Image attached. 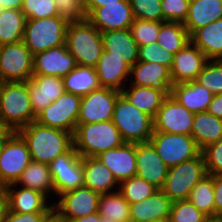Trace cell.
Instances as JSON below:
<instances>
[{"mask_svg": "<svg viewBox=\"0 0 222 222\" xmlns=\"http://www.w3.org/2000/svg\"><path fill=\"white\" fill-rule=\"evenodd\" d=\"M172 201L161 190L143 201L130 204V222H150L170 216Z\"/></svg>", "mask_w": 222, "mask_h": 222, "instance_id": "obj_25", "label": "cell"}, {"mask_svg": "<svg viewBox=\"0 0 222 222\" xmlns=\"http://www.w3.org/2000/svg\"><path fill=\"white\" fill-rule=\"evenodd\" d=\"M201 153L204 157L207 174H222V138L204 148Z\"/></svg>", "mask_w": 222, "mask_h": 222, "instance_id": "obj_48", "label": "cell"}, {"mask_svg": "<svg viewBox=\"0 0 222 222\" xmlns=\"http://www.w3.org/2000/svg\"><path fill=\"white\" fill-rule=\"evenodd\" d=\"M33 75V54L23 41L0 45V82H24Z\"/></svg>", "mask_w": 222, "mask_h": 222, "instance_id": "obj_9", "label": "cell"}, {"mask_svg": "<svg viewBox=\"0 0 222 222\" xmlns=\"http://www.w3.org/2000/svg\"><path fill=\"white\" fill-rule=\"evenodd\" d=\"M206 111L222 119V93L213 96L212 102L208 105Z\"/></svg>", "mask_w": 222, "mask_h": 222, "instance_id": "obj_51", "label": "cell"}, {"mask_svg": "<svg viewBox=\"0 0 222 222\" xmlns=\"http://www.w3.org/2000/svg\"><path fill=\"white\" fill-rule=\"evenodd\" d=\"M134 18L163 22L161 0H129Z\"/></svg>", "mask_w": 222, "mask_h": 222, "instance_id": "obj_44", "label": "cell"}, {"mask_svg": "<svg viewBox=\"0 0 222 222\" xmlns=\"http://www.w3.org/2000/svg\"><path fill=\"white\" fill-rule=\"evenodd\" d=\"M190 135L194 138L199 150L202 151L222 138V119L207 111L196 113Z\"/></svg>", "mask_w": 222, "mask_h": 222, "instance_id": "obj_31", "label": "cell"}, {"mask_svg": "<svg viewBox=\"0 0 222 222\" xmlns=\"http://www.w3.org/2000/svg\"><path fill=\"white\" fill-rule=\"evenodd\" d=\"M130 85L152 87L162 92L166 97L171 95L173 82L170 77V70L155 62L137 61L131 66Z\"/></svg>", "mask_w": 222, "mask_h": 222, "instance_id": "obj_20", "label": "cell"}, {"mask_svg": "<svg viewBox=\"0 0 222 222\" xmlns=\"http://www.w3.org/2000/svg\"><path fill=\"white\" fill-rule=\"evenodd\" d=\"M150 222H170L169 217L165 218V219H161V220H154V221H150Z\"/></svg>", "mask_w": 222, "mask_h": 222, "instance_id": "obj_61", "label": "cell"}, {"mask_svg": "<svg viewBox=\"0 0 222 222\" xmlns=\"http://www.w3.org/2000/svg\"><path fill=\"white\" fill-rule=\"evenodd\" d=\"M58 16L68 23L80 22L86 19L84 0H55Z\"/></svg>", "mask_w": 222, "mask_h": 222, "instance_id": "obj_47", "label": "cell"}, {"mask_svg": "<svg viewBox=\"0 0 222 222\" xmlns=\"http://www.w3.org/2000/svg\"><path fill=\"white\" fill-rule=\"evenodd\" d=\"M12 133L13 131L6 125L0 116V137H9Z\"/></svg>", "mask_w": 222, "mask_h": 222, "instance_id": "obj_56", "label": "cell"}, {"mask_svg": "<svg viewBox=\"0 0 222 222\" xmlns=\"http://www.w3.org/2000/svg\"><path fill=\"white\" fill-rule=\"evenodd\" d=\"M68 24L59 16L27 19L22 41L33 55L64 45Z\"/></svg>", "mask_w": 222, "mask_h": 222, "instance_id": "obj_6", "label": "cell"}, {"mask_svg": "<svg viewBox=\"0 0 222 222\" xmlns=\"http://www.w3.org/2000/svg\"><path fill=\"white\" fill-rule=\"evenodd\" d=\"M98 214L115 222H130V204L119 191L100 194Z\"/></svg>", "mask_w": 222, "mask_h": 222, "instance_id": "obj_36", "label": "cell"}, {"mask_svg": "<svg viewBox=\"0 0 222 222\" xmlns=\"http://www.w3.org/2000/svg\"><path fill=\"white\" fill-rule=\"evenodd\" d=\"M95 70L101 87L121 92L128 84L131 66L123 59L112 57L110 53L103 51Z\"/></svg>", "mask_w": 222, "mask_h": 222, "instance_id": "obj_24", "label": "cell"}, {"mask_svg": "<svg viewBox=\"0 0 222 222\" xmlns=\"http://www.w3.org/2000/svg\"><path fill=\"white\" fill-rule=\"evenodd\" d=\"M77 67L75 58L64 45L33 55V75L65 77Z\"/></svg>", "mask_w": 222, "mask_h": 222, "instance_id": "obj_17", "label": "cell"}, {"mask_svg": "<svg viewBox=\"0 0 222 222\" xmlns=\"http://www.w3.org/2000/svg\"><path fill=\"white\" fill-rule=\"evenodd\" d=\"M103 49L112 57L121 58L130 66L138 61V45L129 29L101 32Z\"/></svg>", "mask_w": 222, "mask_h": 222, "instance_id": "obj_26", "label": "cell"}, {"mask_svg": "<svg viewBox=\"0 0 222 222\" xmlns=\"http://www.w3.org/2000/svg\"><path fill=\"white\" fill-rule=\"evenodd\" d=\"M129 86L130 89L123 88L121 93L140 111L154 118L166 96L152 87Z\"/></svg>", "mask_w": 222, "mask_h": 222, "instance_id": "obj_34", "label": "cell"}, {"mask_svg": "<svg viewBox=\"0 0 222 222\" xmlns=\"http://www.w3.org/2000/svg\"><path fill=\"white\" fill-rule=\"evenodd\" d=\"M190 41L208 60H222V19L195 30L190 35Z\"/></svg>", "mask_w": 222, "mask_h": 222, "instance_id": "obj_30", "label": "cell"}, {"mask_svg": "<svg viewBox=\"0 0 222 222\" xmlns=\"http://www.w3.org/2000/svg\"><path fill=\"white\" fill-rule=\"evenodd\" d=\"M26 187L43 193L48 199L54 194L52 175L48 164L36 161L31 163L23 170L15 186ZM52 193V194H51Z\"/></svg>", "mask_w": 222, "mask_h": 222, "instance_id": "obj_32", "label": "cell"}, {"mask_svg": "<svg viewBox=\"0 0 222 222\" xmlns=\"http://www.w3.org/2000/svg\"><path fill=\"white\" fill-rule=\"evenodd\" d=\"M207 175L203 154L170 167L162 191L174 201L187 200L192 188Z\"/></svg>", "mask_w": 222, "mask_h": 222, "instance_id": "obj_7", "label": "cell"}, {"mask_svg": "<svg viewBox=\"0 0 222 222\" xmlns=\"http://www.w3.org/2000/svg\"><path fill=\"white\" fill-rule=\"evenodd\" d=\"M8 137H0V154L3 148L4 143L6 142Z\"/></svg>", "mask_w": 222, "mask_h": 222, "instance_id": "obj_59", "label": "cell"}, {"mask_svg": "<svg viewBox=\"0 0 222 222\" xmlns=\"http://www.w3.org/2000/svg\"><path fill=\"white\" fill-rule=\"evenodd\" d=\"M100 194L88 187H79L61 194L53 202V211L62 222H69L77 218L98 212Z\"/></svg>", "mask_w": 222, "mask_h": 222, "instance_id": "obj_13", "label": "cell"}, {"mask_svg": "<svg viewBox=\"0 0 222 222\" xmlns=\"http://www.w3.org/2000/svg\"><path fill=\"white\" fill-rule=\"evenodd\" d=\"M171 96L193 114L205 112L214 94L195 81L173 84Z\"/></svg>", "mask_w": 222, "mask_h": 222, "instance_id": "obj_27", "label": "cell"}, {"mask_svg": "<svg viewBox=\"0 0 222 222\" xmlns=\"http://www.w3.org/2000/svg\"><path fill=\"white\" fill-rule=\"evenodd\" d=\"M174 54L161 47L157 42L138 48V61L155 62L166 66L169 70L173 63Z\"/></svg>", "mask_w": 222, "mask_h": 222, "instance_id": "obj_45", "label": "cell"}, {"mask_svg": "<svg viewBox=\"0 0 222 222\" xmlns=\"http://www.w3.org/2000/svg\"><path fill=\"white\" fill-rule=\"evenodd\" d=\"M120 91L101 87L81 97L77 124H89L112 120L115 103Z\"/></svg>", "mask_w": 222, "mask_h": 222, "instance_id": "obj_15", "label": "cell"}, {"mask_svg": "<svg viewBox=\"0 0 222 222\" xmlns=\"http://www.w3.org/2000/svg\"><path fill=\"white\" fill-rule=\"evenodd\" d=\"M27 18L21 9H4L0 12V45L23 40Z\"/></svg>", "mask_w": 222, "mask_h": 222, "instance_id": "obj_35", "label": "cell"}, {"mask_svg": "<svg viewBox=\"0 0 222 222\" xmlns=\"http://www.w3.org/2000/svg\"><path fill=\"white\" fill-rule=\"evenodd\" d=\"M41 222H62L58 215L54 212L51 211Z\"/></svg>", "mask_w": 222, "mask_h": 222, "instance_id": "obj_57", "label": "cell"}, {"mask_svg": "<svg viewBox=\"0 0 222 222\" xmlns=\"http://www.w3.org/2000/svg\"><path fill=\"white\" fill-rule=\"evenodd\" d=\"M63 79L65 92L83 97L101 88L95 68L77 65Z\"/></svg>", "mask_w": 222, "mask_h": 222, "instance_id": "obj_33", "label": "cell"}, {"mask_svg": "<svg viewBox=\"0 0 222 222\" xmlns=\"http://www.w3.org/2000/svg\"><path fill=\"white\" fill-rule=\"evenodd\" d=\"M23 0H0V7L4 9H21Z\"/></svg>", "mask_w": 222, "mask_h": 222, "instance_id": "obj_54", "label": "cell"}, {"mask_svg": "<svg viewBox=\"0 0 222 222\" xmlns=\"http://www.w3.org/2000/svg\"><path fill=\"white\" fill-rule=\"evenodd\" d=\"M215 216H222V174L213 175Z\"/></svg>", "mask_w": 222, "mask_h": 222, "instance_id": "obj_50", "label": "cell"}, {"mask_svg": "<svg viewBox=\"0 0 222 222\" xmlns=\"http://www.w3.org/2000/svg\"><path fill=\"white\" fill-rule=\"evenodd\" d=\"M53 179L54 193L59 197L84 186L83 158L74 146L48 164Z\"/></svg>", "mask_w": 222, "mask_h": 222, "instance_id": "obj_10", "label": "cell"}, {"mask_svg": "<svg viewBox=\"0 0 222 222\" xmlns=\"http://www.w3.org/2000/svg\"><path fill=\"white\" fill-rule=\"evenodd\" d=\"M99 220H100V215L98 214V212H96L94 214L77 218L69 222H99Z\"/></svg>", "mask_w": 222, "mask_h": 222, "instance_id": "obj_55", "label": "cell"}, {"mask_svg": "<svg viewBox=\"0 0 222 222\" xmlns=\"http://www.w3.org/2000/svg\"><path fill=\"white\" fill-rule=\"evenodd\" d=\"M81 106V97L64 92L37 116L38 123L74 134Z\"/></svg>", "mask_w": 222, "mask_h": 222, "instance_id": "obj_11", "label": "cell"}, {"mask_svg": "<svg viewBox=\"0 0 222 222\" xmlns=\"http://www.w3.org/2000/svg\"><path fill=\"white\" fill-rule=\"evenodd\" d=\"M31 161L25 141L17 132H13L4 143L0 154V186L16 183Z\"/></svg>", "mask_w": 222, "mask_h": 222, "instance_id": "obj_12", "label": "cell"}, {"mask_svg": "<svg viewBox=\"0 0 222 222\" xmlns=\"http://www.w3.org/2000/svg\"><path fill=\"white\" fill-rule=\"evenodd\" d=\"M86 19L100 32L129 29L134 21L129 0L93 9Z\"/></svg>", "mask_w": 222, "mask_h": 222, "instance_id": "obj_16", "label": "cell"}, {"mask_svg": "<svg viewBox=\"0 0 222 222\" xmlns=\"http://www.w3.org/2000/svg\"><path fill=\"white\" fill-rule=\"evenodd\" d=\"M190 0H161L163 22H182L187 19Z\"/></svg>", "mask_w": 222, "mask_h": 222, "instance_id": "obj_46", "label": "cell"}, {"mask_svg": "<svg viewBox=\"0 0 222 222\" xmlns=\"http://www.w3.org/2000/svg\"><path fill=\"white\" fill-rule=\"evenodd\" d=\"M99 222H115V221L112 220V219H109V218H105V217H101V216H100Z\"/></svg>", "mask_w": 222, "mask_h": 222, "instance_id": "obj_60", "label": "cell"}, {"mask_svg": "<svg viewBox=\"0 0 222 222\" xmlns=\"http://www.w3.org/2000/svg\"><path fill=\"white\" fill-rule=\"evenodd\" d=\"M83 170L85 187L99 194L118 191L119 183L111 170L97 157H84Z\"/></svg>", "mask_w": 222, "mask_h": 222, "instance_id": "obj_28", "label": "cell"}, {"mask_svg": "<svg viewBox=\"0 0 222 222\" xmlns=\"http://www.w3.org/2000/svg\"><path fill=\"white\" fill-rule=\"evenodd\" d=\"M65 43L81 66L95 68L104 51L101 32L87 19L68 24Z\"/></svg>", "mask_w": 222, "mask_h": 222, "instance_id": "obj_4", "label": "cell"}, {"mask_svg": "<svg viewBox=\"0 0 222 222\" xmlns=\"http://www.w3.org/2000/svg\"><path fill=\"white\" fill-rule=\"evenodd\" d=\"M112 122L127 143L149 142L153 134V118L140 111L121 93L115 103Z\"/></svg>", "mask_w": 222, "mask_h": 222, "instance_id": "obj_5", "label": "cell"}, {"mask_svg": "<svg viewBox=\"0 0 222 222\" xmlns=\"http://www.w3.org/2000/svg\"><path fill=\"white\" fill-rule=\"evenodd\" d=\"M25 141L33 161L49 164L73 146V134L31 122L17 131Z\"/></svg>", "mask_w": 222, "mask_h": 222, "instance_id": "obj_1", "label": "cell"}, {"mask_svg": "<svg viewBox=\"0 0 222 222\" xmlns=\"http://www.w3.org/2000/svg\"><path fill=\"white\" fill-rule=\"evenodd\" d=\"M219 19H222V0H190L188 16L183 24L191 35Z\"/></svg>", "mask_w": 222, "mask_h": 222, "instance_id": "obj_29", "label": "cell"}, {"mask_svg": "<svg viewBox=\"0 0 222 222\" xmlns=\"http://www.w3.org/2000/svg\"><path fill=\"white\" fill-rule=\"evenodd\" d=\"M21 11L27 19H43L58 16L55 0H23Z\"/></svg>", "mask_w": 222, "mask_h": 222, "instance_id": "obj_43", "label": "cell"}, {"mask_svg": "<svg viewBox=\"0 0 222 222\" xmlns=\"http://www.w3.org/2000/svg\"><path fill=\"white\" fill-rule=\"evenodd\" d=\"M194 115L171 95L167 96L153 118V132L190 135Z\"/></svg>", "mask_w": 222, "mask_h": 222, "instance_id": "obj_14", "label": "cell"}, {"mask_svg": "<svg viewBox=\"0 0 222 222\" xmlns=\"http://www.w3.org/2000/svg\"><path fill=\"white\" fill-rule=\"evenodd\" d=\"M190 41V35L182 22H161L157 43L172 54H176Z\"/></svg>", "mask_w": 222, "mask_h": 222, "instance_id": "obj_37", "label": "cell"}, {"mask_svg": "<svg viewBox=\"0 0 222 222\" xmlns=\"http://www.w3.org/2000/svg\"><path fill=\"white\" fill-rule=\"evenodd\" d=\"M207 218L188 199L172 202L170 222H205Z\"/></svg>", "mask_w": 222, "mask_h": 222, "instance_id": "obj_42", "label": "cell"}, {"mask_svg": "<svg viewBox=\"0 0 222 222\" xmlns=\"http://www.w3.org/2000/svg\"><path fill=\"white\" fill-rule=\"evenodd\" d=\"M97 158L111 170L118 183L136 176V143L125 142L100 153Z\"/></svg>", "mask_w": 222, "mask_h": 222, "instance_id": "obj_23", "label": "cell"}, {"mask_svg": "<svg viewBox=\"0 0 222 222\" xmlns=\"http://www.w3.org/2000/svg\"><path fill=\"white\" fill-rule=\"evenodd\" d=\"M0 116L13 132L36 120L27 81L0 82Z\"/></svg>", "mask_w": 222, "mask_h": 222, "instance_id": "obj_3", "label": "cell"}, {"mask_svg": "<svg viewBox=\"0 0 222 222\" xmlns=\"http://www.w3.org/2000/svg\"><path fill=\"white\" fill-rule=\"evenodd\" d=\"M8 210V198L5 188L0 186V222H5L6 212Z\"/></svg>", "mask_w": 222, "mask_h": 222, "instance_id": "obj_53", "label": "cell"}, {"mask_svg": "<svg viewBox=\"0 0 222 222\" xmlns=\"http://www.w3.org/2000/svg\"><path fill=\"white\" fill-rule=\"evenodd\" d=\"M195 82L214 95L222 93V60H208Z\"/></svg>", "mask_w": 222, "mask_h": 222, "instance_id": "obj_40", "label": "cell"}, {"mask_svg": "<svg viewBox=\"0 0 222 222\" xmlns=\"http://www.w3.org/2000/svg\"><path fill=\"white\" fill-rule=\"evenodd\" d=\"M205 222H222V216L208 217Z\"/></svg>", "mask_w": 222, "mask_h": 222, "instance_id": "obj_58", "label": "cell"}, {"mask_svg": "<svg viewBox=\"0 0 222 222\" xmlns=\"http://www.w3.org/2000/svg\"><path fill=\"white\" fill-rule=\"evenodd\" d=\"M136 176L162 189L169 167L158 156L150 142L136 143Z\"/></svg>", "mask_w": 222, "mask_h": 222, "instance_id": "obj_19", "label": "cell"}, {"mask_svg": "<svg viewBox=\"0 0 222 222\" xmlns=\"http://www.w3.org/2000/svg\"><path fill=\"white\" fill-rule=\"evenodd\" d=\"M15 183L5 186L8 210L15 213H50L53 203L43 193L26 187H15ZM49 201V202H48Z\"/></svg>", "mask_w": 222, "mask_h": 222, "instance_id": "obj_22", "label": "cell"}, {"mask_svg": "<svg viewBox=\"0 0 222 222\" xmlns=\"http://www.w3.org/2000/svg\"><path fill=\"white\" fill-rule=\"evenodd\" d=\"M188 200L206 216L214 217L213 175L203 177L190 191Z\"/></svg>", "mask_w": 222, "mask_h": 222, "instance_id": "obj_38", "label": "cell"}, {"mask_svg": "<svg viewBox=\"0 0 222 222\" xmlns=\"http://www.w3.org/2000/svg\"><path fill=\"white\" fill-rule=\"evenodd\" d=\"M124 143L112 120L77 124L73 134V146L82 158L97 157L100 153L120 147Z\"/></svg>", "mask_w": 222, "mask_h": 222, "instance_id": "obj_2", "label": "cell"}, {"mask_svg": "<svg viewBox=\"0 0 222 222\" xmlns=\"http://www.w3.org/2000/svg\"><path fill=\"white\" fill-rule=\"evenodd\" d=\"M118 191L129 204L137 203L152 196L158 189L143 178L133 176L119 183Z\"/></svg>", "mask_w": 222, "mask_h": 222, "instance_id": "obj_39", "label": "cell"}, {"mask_svg": "<svg viewBox=\"0 0 222 222\" xmlns=\"http://www.w3.org/2000/svg\"><path fill=\"white\" fill-rule=\"evenodd\" d=\"M149 142L169 168L191 160L201 153L191 135L153 132Z\"/></svg>", "mask_w": 222, "mask_h": 222, "instance_id": "obj_8", "label": "cell"}, {"mask_svg": "<svg viewBox=\"0 0 222 222\" xmlns=\"http://www.w3.org/2000/svg\"><path fill=\"white\" fill-rule=\"evenodd\" d=\"M49 213H15L7 210L5 222H41Z\"/></svg>", "mask_w": 222, "mask_h": 222, "instance_id": "obj_49", "label": "cell"}, {"mask_svg": "<svg viewBox=\"0 0 222 222\" xmlns=\"http://www.w3.org/2000/svg\"><path fill=\"white\" fill-rule=\"evenodd\" d=\"M27 89L35 116L65 92L63 79L51 75H32L27 81Z\"/></svg>", "mask_w": 222, "mask_h": 222, "instance_id": "obj_21", "label": "cell"}, {"mask_svg": "<svg viewBox=\"0 0 222 222\" xmlns=\"http://www.w3.org/2000/svg\"><path fill=\"white\" fill-rule=\"evenodd\" d=\"M208 59L204 53L191 41L174 54L170 68L173 84L195 81Z\"/></svg>", "mask_w": 222, "mask_h": 222, "instance_id": "obj_18", "label": "cell"}, {"mask_svg": "<svg viewBox=\"0 0 222 222\" xmlns=\"http://www.w3.org/2000/svg\"><path fill=\"white\" fill-rule=\"evenodd\" d=\"M161 22L134 18L129 30L138 47L157 42Z\"/></svg>", "mask_w": 222, "mask_h": 222, "instance_id": "obj_41", "label": "cell"}, {"mask_svg": "<svg viewBox=\"0 0 222 222\" xmlns=\"http://www.w3.org/2000/svg\"><path fill=\"white\" fill-rule=\"evenodd\" d=\"M124 0H84V10L86 16L95 8L103 7L105 4H117Z\"/></svg>", "mask_w": 222, "mask_h": 222, "instance_id": "obj_52", "label": "cell"}]
</instances>
